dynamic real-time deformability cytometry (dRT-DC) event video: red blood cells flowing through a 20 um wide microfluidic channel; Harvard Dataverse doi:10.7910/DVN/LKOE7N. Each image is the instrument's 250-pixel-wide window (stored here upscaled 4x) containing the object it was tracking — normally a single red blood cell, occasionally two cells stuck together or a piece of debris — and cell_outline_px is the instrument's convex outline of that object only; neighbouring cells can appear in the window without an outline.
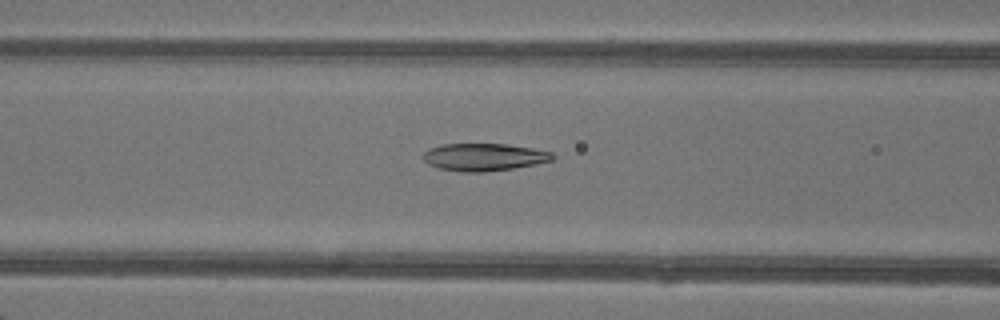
{"species": "common noctule bat (a hibernating species)", "species_latin": "Nyctalus noctula", "temperature_condition": "warm", "stored_images_in_passage": 49, "camera_frame_rate_fps": 3000, "um_per_image_px": 0.085, "animal": {"sex": "female"}, "frame": {"image": 1, "passage_image": 21, "time_ms": 6.667, "image_size_px": [1000, 320], "cell_outline_px": [[556, 156], [552, 160], [536, 164], [512, 168], [480, 172], [464, 172], [440, 168], [428, 164], [424, 160], [424, 152], [428, 148], [440, 144], [508, 144], [532, 148], [552, 152]], "centroid_in_image_um": [41.14, 13.34], "position_along_channel_um": 125.5, "area_um2": 20.63}}
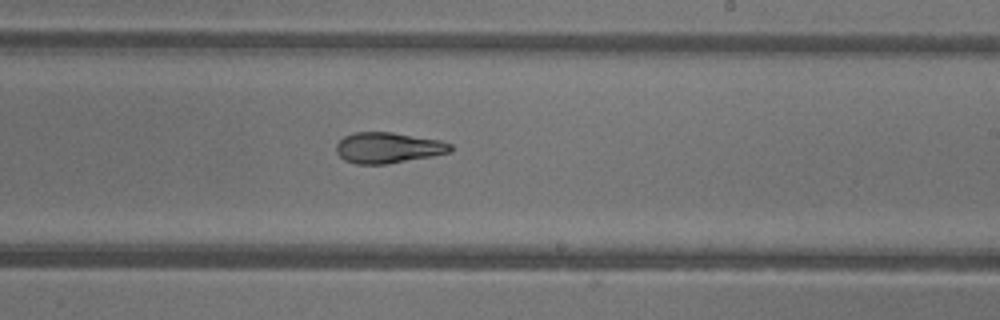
{"frame": {"image": 2, "passage_image": 30, "time_ms": 9.667, "image_size_px": [1000, 320], "cell_outline_px": [[452, 152], [432, 156], [384, 164], [356, 164], [344, 160], [336, 152], [336, 144], [344, 136], [352, 132], [392, 132], [440, 140], [452, 144]], "centroid_in_image_um": [32.98, 12.55], "position_along_channel_um": 256.0, "area_um2": 20.52}}
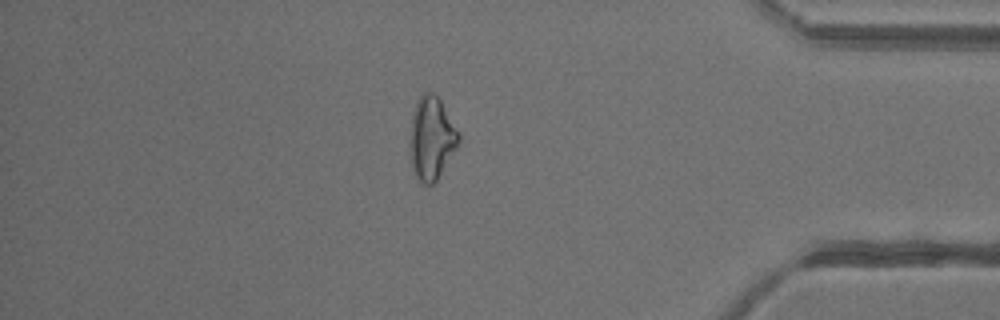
{"frame": {"image": 3, "passage_image": 42, "time_ms": 13.667, "image_size_px": [1000, 320], "cell_outline_px": [[460, 140], [456, 148], [436, 180], [432, 184], [424, 184], [416, 176], [412, 164], [408, 144], [412, 112], [416, 100], [424, 92], [432, 92], [440, 100], [460, 132]], "centroid_in_image_um": [36.66, 11.7], "position_along_channel_um": 398.5, "area_um2": 23.58}, "authors_computed_cell_mechanics": {"area_um2": 22.831, "velocity_mm_per_s": 4.3664, "shape_relaxation_time_tau1_ms": 7.902, "shape_relaxation_time_tau2_ms": 3.0535, "deformation_change_tau1": 0.245, "deformation_change_tau2": 0.1173}}